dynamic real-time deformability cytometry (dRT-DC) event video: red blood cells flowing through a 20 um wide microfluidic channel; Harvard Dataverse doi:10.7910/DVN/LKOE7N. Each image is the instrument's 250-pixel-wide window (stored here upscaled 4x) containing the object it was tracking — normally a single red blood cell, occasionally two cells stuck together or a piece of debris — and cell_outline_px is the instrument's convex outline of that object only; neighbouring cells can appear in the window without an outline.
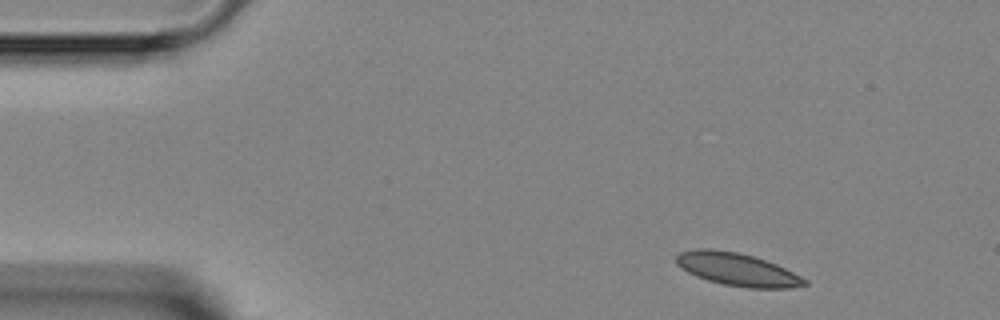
{"species": "Egyptian fruit bat (a non-hibernating species)", "species_latin": "Rousettus aegyptiacus", "temperature_condition": "room temperature", "stored_images_in_passage": 4, "segment_of_instrument_passage": [1, 2], "camera_frame_rate_fps": 3000, "um_per_image_px": 0.085, "animal": {"sex": "female"}, "frame": {"image": 1, "passage_image": 1, "time_ms": 0.0, "image_size_px": [1000, 320], "cell_outline_px": [[808, 284], [788, 288], [748, 288], [724, 284], [708, 280], [696, 276], [688, 272], [676, 264], [676, 256], [680, 252], [696, 248], [708, 248], [740, 252], [776, 264], [808, 280]], "centroid_in_image_um": [62.64, 22.89], "position_along_channel_um": 22.4, "area_um2": 24.39}}